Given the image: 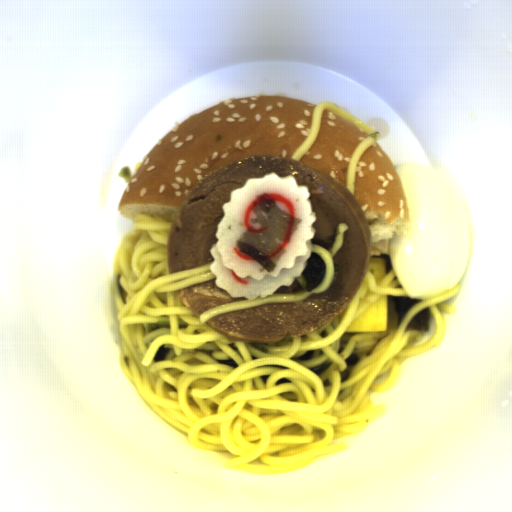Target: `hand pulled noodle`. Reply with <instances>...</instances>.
Instances as JSON below:
<instances>
[{
	"label": "hand pulled noodle",
	"instance_id": "hand-pulled-noodle-1",
	"mask_svg": "<svg viewBox=\"0 0 512 512\" xmlns=\"http://www.w3.org/2000/svg\"><path fill=\"white\" fill-rule=\"evenodd\" d=\"M173 223L136 214L120 237L111 269L118 327V365L140 399L194 450L229 452L226 470L278 475L349 449L348 440L385 412L370 390L386 393L408 360L440 344L451 290L423 300L399 323L395 297L407 296L393 268L379 281L366 272L353 299L321 327L274 343L233 342L205 322L229 311L291 303L325 292L348 225L339 223L329 250L314 244L325 273L303 296L272 294L217 305L199 318L175 291L216 279L211 263L170 273ZM386 332H345L382 295ZM345 332V333H344Z\"/></svg>",
	"mask_w": 512,
	"mask_h": 512
},
{
	"label": "hand pulled noodle",
	"instance_id": "hand-pulled-noodle-2",
	"mask_svg": "<svg viewBox=\"0 0 512 512\" xmlns=\"http://www.w3.org/2000/svg\"><path fill=\"white\" fill-rule=\"evenodd\" d=\"M324 111L332 112L333 114L337 115L338 117L352 124L359 130L367 133L368 135V137L364 139L355 148L348 164L346 190H348L355 196L357 168L360 159L369 147L378 143L380 135L378 133L377 128L363 122L350 111L329 101H322L319 104L315 105L314 110L312 112L309 133L306 139L290 157L292 158L293 161L297 163L299 160L304 158L308 151L311 149V147L313 146V144L315 143L316 139L319 136L321 120Z\"/></svg>",
	"mask_w": 512,
	"mask_h": 512
},
{
	"label": "hand pulled noodle",
	"instance_id": "hand-pulled-noodle-3",
	"mask_svg": "<svg viewBox=\"0 0 512 512\" xmlns=\"http://www.w3.org/2000/svg\"><path fill=\"white\" fill-rule=\"evenodd\" d=\"M297 282L301 285L303 283V274L299 277H295Z\"/></svg>",
	"mask_w": 512,
	"mask_h": 512
}]
</instances>
